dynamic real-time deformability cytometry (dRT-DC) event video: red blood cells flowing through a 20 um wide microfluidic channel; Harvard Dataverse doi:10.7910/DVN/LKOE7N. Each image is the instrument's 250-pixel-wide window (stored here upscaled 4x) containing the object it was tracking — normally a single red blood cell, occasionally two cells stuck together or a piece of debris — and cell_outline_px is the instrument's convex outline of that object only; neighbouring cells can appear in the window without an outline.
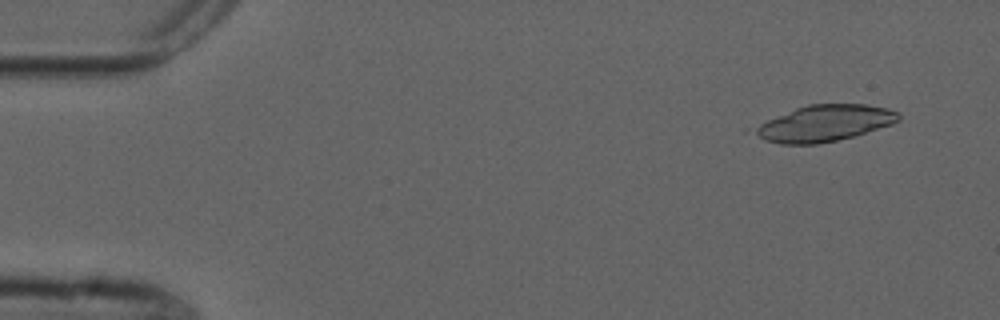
{"species": "common noctule bat (a hibernating species)", "species_latin": "Nyctalus noctula", "temperature_condition": "cold", "stored_images_in_passage": 21, "camera_frame_rate_fps": 3000, "um_per_image_px": 0.085, "animal": {"sex": "male", "forearm_length_mm": 52.5}, "frame": {"image": 1, "passage_image": 2, "time_ms": 0.333, "image_size_px": [1000, 320], "cell_outline_px": [[900, 120], [892, 124], [852, 136], [836, 140], [816, 144], [780, 144], [764, 140], [752, 132], [752, 128], [768, 120], [796, 108], [808, 104], [868, 104], [888, 108], [900, 112]], "centroid_in_image_um": [70.1, 10.47], "position_along_channel_um": 14.9, "area_um2": 30.23}}